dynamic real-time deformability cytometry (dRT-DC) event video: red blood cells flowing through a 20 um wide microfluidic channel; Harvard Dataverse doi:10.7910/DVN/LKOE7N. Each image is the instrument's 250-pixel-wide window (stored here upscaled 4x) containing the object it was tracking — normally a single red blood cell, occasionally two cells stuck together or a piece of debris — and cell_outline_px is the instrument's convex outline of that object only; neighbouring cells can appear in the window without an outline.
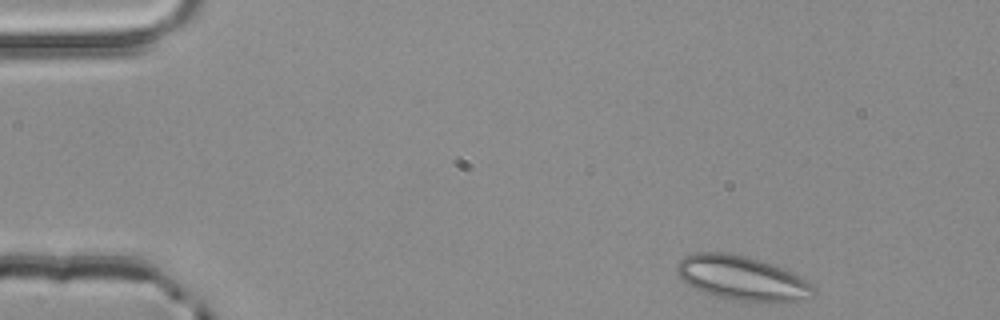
{"species": "common noctule bat (a hibernating species)", "species_latin": "Nyctalus noctula", "temperature_condition": "room temperature", "stored_images_in_passage": 2, "camera_frame_rate_fps": 3000, "um_per_image_px": 0.085, "animal": {"sex": "male", "body_mass_g": 20.4}, "frame": {"image": 1, "passage_image": 1, "time_ms": 0.0, "image_size_px": [1000, 320], "cell_outline_px": [[816, 296], [804, 300], [788, 304], [768, 304], [736, 300], [716, 296], [704, 292], [680, 280], [676, 272], [676, 264], [684, 256], [696, 252], [728, 252], [748, 256], [784, 268], [792, 272], [812, 284], [816, 288]], "centroid_in_image_um": [63.15, 23.68], "position_along_channel_um": 21.9, "area_um2": 36.41}}